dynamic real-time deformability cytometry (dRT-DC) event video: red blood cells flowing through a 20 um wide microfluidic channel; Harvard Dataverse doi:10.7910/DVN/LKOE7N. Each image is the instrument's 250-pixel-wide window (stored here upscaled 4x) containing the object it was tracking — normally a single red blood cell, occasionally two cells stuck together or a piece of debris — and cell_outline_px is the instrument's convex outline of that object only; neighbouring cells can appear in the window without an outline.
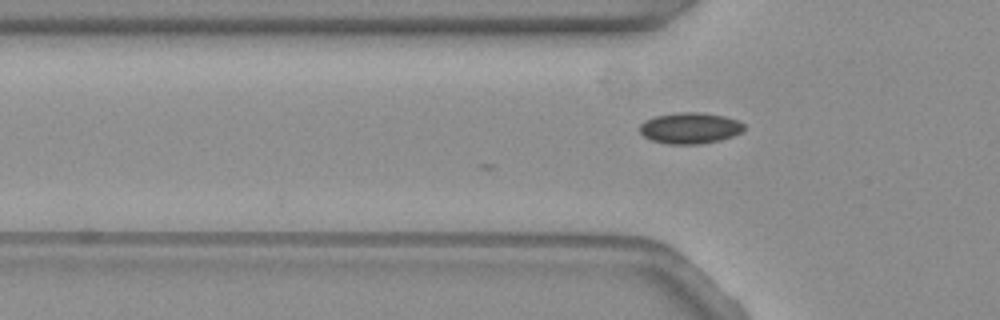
{"species": "common noctule bat (a hibernating species)", "species_latin": "Nyctalus noctula", "temperature_condition": "warm", "stored_images_in_passage": 2, "camera_frame_rate_fps": 3000, "um_per_image_px": 0.085, "animal": {"sex": "female", "body_mass_g": 19.3, "forearm_length_mm": 54.1}, "frame": {"image": 1, "passage_image": 2, "time_ms": 0.333, "image_size_px": [1000, 320], "cell_outline_px": [[744, 128], [740, 132], [732, 136], [720, 140], [700, 144], [668, 144], [652, 140], [644, 136], [640, 132], [640, 124], [644, 120], [656, 116], [676, 112], [700, 112], [724, 116], [736, 120], [744, 124]], "centroid_in_image_um": [58.62, 10.88], "position_along_channel_um": 67.2, "area_um2": 18.84}}